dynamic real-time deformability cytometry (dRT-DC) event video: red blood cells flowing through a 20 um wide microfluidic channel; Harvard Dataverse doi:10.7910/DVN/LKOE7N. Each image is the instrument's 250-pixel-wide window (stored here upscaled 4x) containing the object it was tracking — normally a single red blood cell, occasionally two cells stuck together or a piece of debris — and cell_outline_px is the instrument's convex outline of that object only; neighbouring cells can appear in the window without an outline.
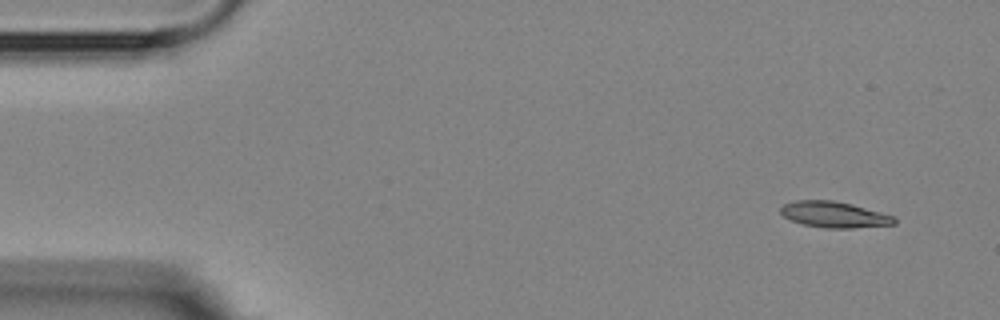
{"species": "Egyptian fruit bat (a non-hibernating species)", "species_latin": "Rousettus aegyptiacus", "temperature_condition": "room temperature", "stored_images_in_passage": 5, "camera_frame_rate_fps": 3000, "um_per_image_px": 0.085, "animal": {"sex": "female"}, "frame": {"image": 1, "passage_image": 1, "time_ms": 0.0, "image_size_px": [1000, 320], "cell_outline_px": [[896, 224], [852, 228], [824, 228], [804, 224], [792, 220], [784, 216], [780, 212], [780, 208], [784, 204], [796, 200], [832, 200], [852, 204], [896, 216]], "centroid_in_image_um": [70.94, 18.23], "position_along_channel_um": 14.1, "area_um2": 17.22}}
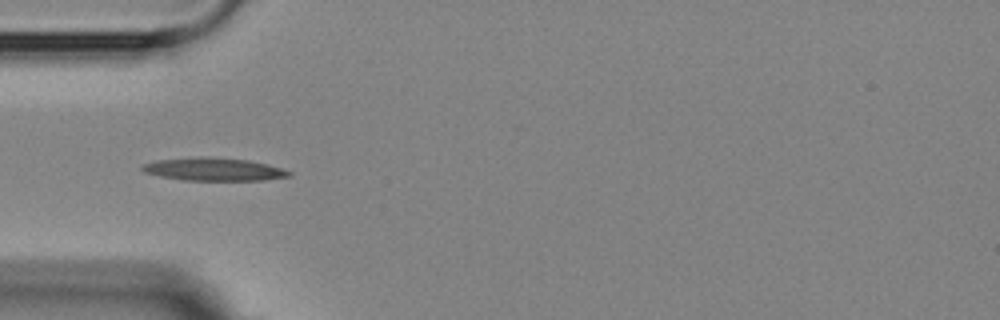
{"frame": {"image": 2, "passage_image": 4, "time_ms": 4.333, "image_size_px": [1000, 320], "cell_outline_px": [[292, 176], [264, 180], [184, 180], [160, 176], [144, 172], [140, 168], [144, 164], [156, 160], [200, 156], [208, 156], [248, 160], [268, 164], [292, 172]], "centroid_in_image_um": [18.17, 14.38], "position_along_channel_um": 66.8, "area_um2": 19.65}}
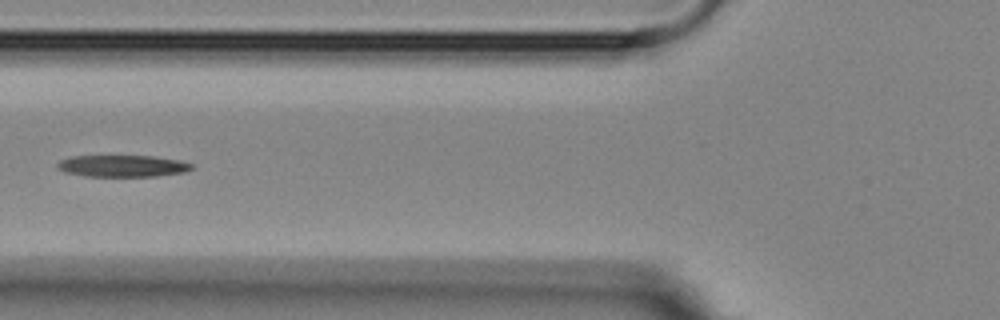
{"frame": {"image": 3, "passage_image": 5, "time_ms": 5.667, "image_size_px": [1000, 320], "cell_outline_px": [[196, 168], [184, 172], [156, 176], [84, 176], [64, 172], [56, 168], [56, 164], [60, 160], [72, 156], [152, 156], [180, 160], [192, 164]], "centroid_in_image_um": [10.41, 14.11], "position_along_channel_um": 115.4, "area_um2": 17.11}}